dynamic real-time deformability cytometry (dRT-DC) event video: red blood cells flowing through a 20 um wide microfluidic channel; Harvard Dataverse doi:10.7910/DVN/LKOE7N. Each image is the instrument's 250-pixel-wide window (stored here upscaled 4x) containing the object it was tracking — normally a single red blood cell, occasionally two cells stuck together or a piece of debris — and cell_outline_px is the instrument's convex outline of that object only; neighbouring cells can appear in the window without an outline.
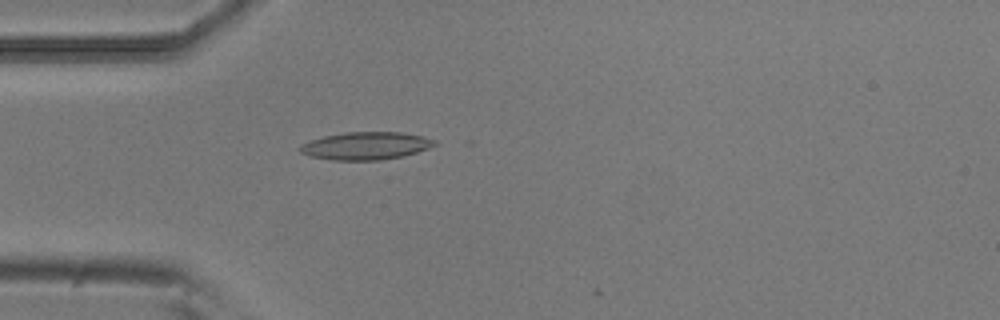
{"species": "common noctule bat (a hibernating species)", "species_latin": "Nyctalus noctula", "temperature_condition": "room temperature", "stored_images_in_passage": 9, "camera_frame_rate_fps": 3000, "um_per_image_px": 0.085, "animal": {"sex": "male", "body_mass_g": 20.5, "forearm_length_mm": 52.5}, "frame": {"image": 1, "passage_image": 8, "time_ms": 2.333, "image_size_px": [1000, 320], "cell_outline_px": [[440, 144], [404, 156], [380, 160], [332, 160], [312, 156], [300, 152], [300, 144], [324, 136], [344, 132], [400, 132], [420, 136], [436, 140]], "centroid_in_image_um": [31.12, 12.39], "position_along_channel_um": 53.9, "area_um2": 21.62}}